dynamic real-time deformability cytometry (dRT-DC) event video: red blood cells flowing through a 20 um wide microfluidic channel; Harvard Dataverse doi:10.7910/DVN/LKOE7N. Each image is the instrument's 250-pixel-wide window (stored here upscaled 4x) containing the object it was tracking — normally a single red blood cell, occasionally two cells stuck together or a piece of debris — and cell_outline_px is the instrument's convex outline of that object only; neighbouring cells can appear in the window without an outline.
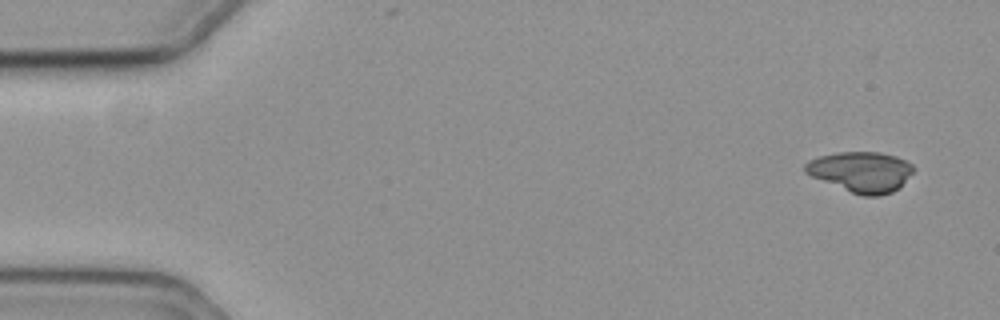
{"species": "common noctule bat (a hibernating species)", "species_latin": "Nyctalus noctula", "temperature_condition": "cold", "stored_images_in_passage": 56, "camera_frame_rate_fps": 3000, "um_per_image_px": 0.085, "animal": {"sex": "female", "body_mass_g": 19.3, "forearm_length_mm": 54.1}, "frame": {"image": 1, "passage_image": 1, "time_ms": 0.0, "image_size_px": [1000, 320], "cell_outline_px": [[916, 168], [900, 188], [892, 192], [880, 196], [864, 196], [852, 192], [812, 176], [804, 172], [804, 164], [808, 160], [820, 156], [836, 152], [880, 152], [896, 156], [912, 164]], "centroid_in_image_um": [73.22, 14.59], "position_along_channel_um": 11.8, "area_um2": 25.49}}
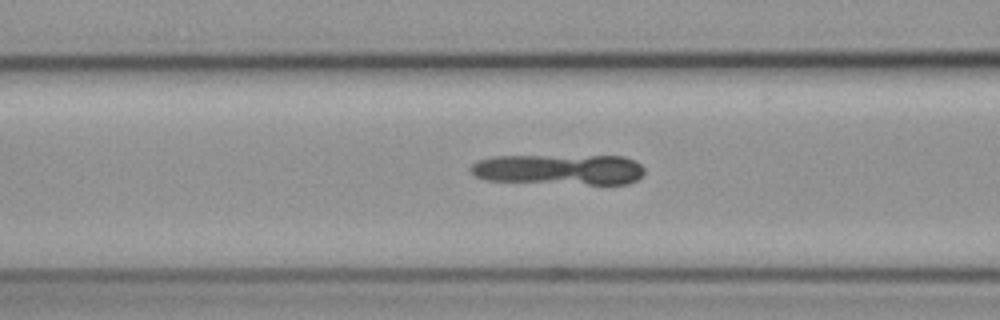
{"frame": {"image": 2, "passage_image": 21, "time_ms": 6.667, "image_size_px": [1000, 320], "cell_outline_px": [[644, 172], [636, 180], [628, 184], [588, 184], [484, 180], [476, 176], [468, 168], [476, 160], [492, 156], [624, 156], [640, 164], [644, 168]], "centroid_in_image_um": [47.5, 14.4], "position_along_channel_um": 119.1, "area_um2": 31.04}}
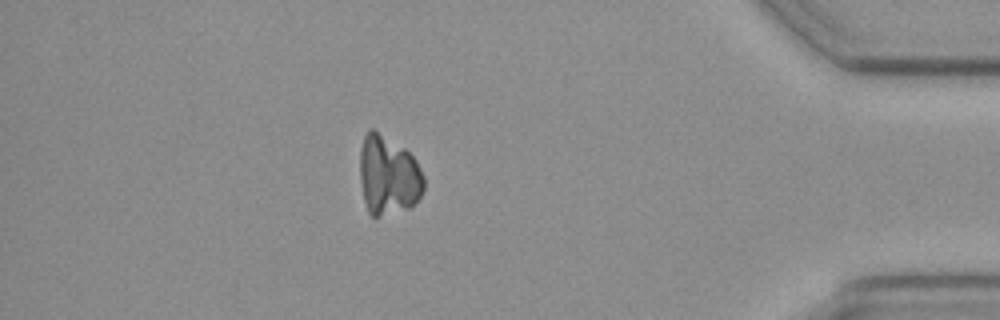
{"frame": {"image": 3, "passage_image": 49, "time_ms": 16.0, "image_size_px": [1000, 320], "cell_outline_px": [[424, 188], [420, 196], [408, 208], [376, 216], [372, 216], [368, 212], [364, 200], [360, 180], [360, 148], [364, 136], [372, 128], [404, 148], [416, 160], [424, 176]], "centroid_in_image_um": [32.99, 14.89], "position_along_channel_um": 402.2, "area_um2": 29.25}}